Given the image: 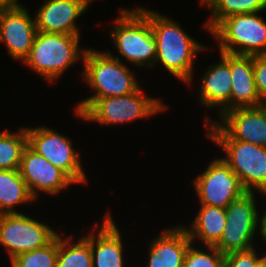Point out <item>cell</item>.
Instances as JSON below:
<instances>
[{
  "mask_svg": "<svg viewBox=\"0 0 266 267\" xmlns=\"http://www.w3.org/2000/svg\"><path fill=\"white\" fill-rule=\"evenodd\" d=\"M253 72L260 101L266 104V59L253 56Z\"/></svg>",
  "mask_w": 266,
  "mask_h": 267,
  "instance_id": "28",
  "label": "cell"
},
{
  "mask_svg": "<svg viewBox=\"0 0 266 267\" xmlns=\"http://www.w3.org/2000/svg\"><path fill=\"white\" fill-rule=\"evenodd\" d=\"M19 171L35 200L39 191L57 195L75 184L63 171L29 146L24 149Z\"/></svg>",
  "mask_w": 266,
  "mask_h": 267,
  "instance_id": "14",
  "label": "cell"
},
{
  "mask_svg": "<svg viewBox=\"0 0 266 267\" xmlns=\"http://www.w3.org/2000/svg\"><path fill=\"white\" fill-rule=\"evenodd\" d=\"M27 146L25 126L15 133L7 129L0 131V170H18Z\"/></svg>",
  "mask_w": 266,
  "mask_h": 267,
  "instance_id": "23",
  "label": "cell"
},
{
  "mask_svg": "<svg viewBox=\"0 0 266 267\" xmlns=\"http://www.w3.org/2000/svg\"><path fill=\"white\" fill-rule=\"evenodd\" d=\"M254 194V192H246L225 208V229L220 240L214 245L222 254L254 247L252 239L255 238L257 230H261V219H259Z\"/></svg>",
  "mask_w": 266,
  "mask_h": 267,
  "instance_id": "7",
  "label": "cell"
},
{
  "mask_svg": "<svg viewBox=\"0 0 266 267\" xmlns=\"http://www.w3.org/2000/svg\"><path fill=\"white\" fill-rule=\"evenodd\" d=\"M28 146L63 171L75 184L87 182L80 152L73 148L71 139L49 127H26Z\"/></svg>",
  "mask_w": 266,
  "mask_h": 267,
  "instance_id": "10",
  "label": "cell"
},
{
  "mask_svg": "<svg viewBox=\"0 0 266 267\" xmlns=\"http://www.w3.org/2000/svg\"><path fill=\"white\" fill-rule=\"evenodd\" d=\"M200 3L208 6L212 15L204 24L209 33L229 16L266 10V0H200Z\"/></svg>",
  "mask_w": 266,
  "mask_h": 267,
  "instance_id": "22",
  "label": "cell"
},
{
  "mask_svg": "<svg viewBox=\"0 0 266 267\" xmlns=\"http://www.w3.org/2000/svg\"><path fill=\"white\" fill-rule=\"evenodd\" d=\"M193 183L200 204L209 206L226 208L247 192L222 157L212 160Z\"/></svg>",
  "mask_w": 266,
  "mask_h": 267,
  "instance_id": "12",
  "label": "cell"
},
{
  "mask_svg": "<svg viewBox=\"0 0 266 267\" xmlns=\"http://www.w3.org/2000/svg\"><path fill=\"white\" fill-rule=\"evenodd\" d=\"M18 0H0V10H7L18 6Z\"/></svg>",
  "mask_w": 266,
  "mask_h": 267,
  "instance_id": "29",
  "label": "cell"
},
{
  "mask_svg": "<svg viewBox=\"0 0 266 267\" xmlns=\"http://www.w3.org/2000/svg\"><path fill=\"white\" fill-rule=\"evenodd\" d=\"M35 201L18 170H0V214L21 213L17 205Z\"/></svg>",
  "mask_w": 266,
  "mask_h": 267,
  "instance_id": "21",
  "label": "cell"
},
{
  "mask_svg": "<svg viewBox=\"0 0 266 267\" xmlns=\"http://www.w3.org/2000/svg\"><path fill=\"white\" fill-rule=\"evenodd\" d=\"M58 235L42 248L18 254L10 260L11 267H56Z\"/></svg>",
  "mask_w": 266,
  "mask_h": 267,
  "instance_id": "25",
  "label": "cell"
},
{
  "mask_svg": "<svg viewBox=\"0 0 266 267\" xmlns=\"http://www.w3.org/2000/svg\"><path fill=\"white\" fill-rule=\"evenodd\" d=\"M149 21L156 41L155 65L160 64L185 84L192 83L194 60L206 46L192 38L176 21L149 10Z\"/></svg>",
  "mask_w": 266,
  "mask_h": 267,
  "instance_id": "1",
  "label": "cell"
},
{
  "mask_svg": "<svg viewBox=\"0 0 266 267\" xmlns=\"http://www.w3.org/2000/svg\"><path fill=\"white\" fill-rule=\"evenodd\" d=\"M221 61L210 65L204 72L199 89V102L208 108L219 107L218 115L231 110L232 78L230 53L220 52Z\"/></svg>",
  "mask_w": 266,
  "mask_h": 267,
  "instance_id": "16",
  "label": "cell"
},
{
  "mask_svg": "<svg viewBox=\"0 0 266 267\" xmlns=\"http://www.w3.org/2000/svg\"><path fill=\"white\" fill-rule=\"evenodd\" d=\"M94 227L88 235L83 236L90 243L93 267H125L124 244L122 235H120L122 233L117 228L112 216L107 213L99 230H97V222Z\"/></svg>",
  "mask_w": 266,
  "mask_h": 267,
  "instance_id": "17",
  "label": "cell"
},
{
  "mask_svg": "<svg viewBox=\"0 0 266 267\" xmlns=\"http://www.w3.org/2000/svg\"><path fill=\"white\" fill-rule=\"evenodd\" d=\"M261 12L235 14L223 19L211 32L219 52L261 56L266 50V22Z\"/></svg>",
  "mask_w": 266,
  "mask_h": 267,
  "instance_id": "6",
  "label": "cell"
},
{
  "mask_svg": "<svg viewBox=\"0 0 266 267\" xmlns=\"http://www.w3.org/2000/svg\"><path fill=\"white\" fill-rule=\"evenodd\" d=\"M82 78L95 94L86 99L125 96L137 91L140 84L121 57L111 51L87 49L82 61Z\"/></svg>",
  "mask_w": 266,
  "mask_h": 267,
  "instance_id": "5",
  "label": "cell"
},
{
  "mask_svg": "<svg viewBox=\"0 0 266 267\" xmlns=\"http://www.w3.org/2000/svg\"><path fill=\"white\" fill-rule=\"evenodd\" d=\"M225 151L223 160L239 177L247 192L266 194V147L234 140L208 138Z\"/></svg>",
  "mask_w": 266,
  "mask_h": 267,
  "instance_id": "8",
  "label": "cell"
},
{
  "mask_svg": "<svg viewBox=\"0 0 266 267\" xmlns=\"http://www.w3.org/2000/svg\"><path fill=\"white\" fill-rule=\"evenodd\" d=\"M80 35L38 31L30 54L23 61L47 82L58 79L77 61H83L87 49L80 50Z\"/></svg>",
  "mask_w": 266,
  "mask_h": 267,
  "instance_id": "4",
  "label": "cell"
},
{
  "mask_svg": "<svg viewBox=\"0 0 266 267\" xmlns=\"http://www.w3.org/2000/svg\"><path fill=\"white\" fill-rule=\"evenodd\" d=\"M109 33L121 56L136 67H154L156 41L149 21V9H121Z\"/></svg>",
  "mask_w": 266,
  "mask_h": 267,
  "instance_id": "2",
  "label": "cell"
},
{
  "mask_svg": "<svg viewBox=\"0 0 266 267\" xmlns=\"http://www.w3.org/2000/svg\"><path fill=\"white\" fill-rule=\"evenodd\" d=\"M200 206L192 224L185 229L193 244H195L196 238H199L204 245L214 246L220 240L225 229L226 209L205 204H200Z\"/></svg>",
  "mask_w": 266,
  "mask_h": 267,
  "instance_id": "20",
  "label": "cell"
},
{
  "mask_svg": "<svg viewBox=\"0 0 266 267\" xmlns=\"http://www.w3.org/2000/svg\"><path fill=\"white\" fill-rule=\"evenodd\" d=\"M94 0H45L36 11L37 31L43 33L80 35L76 19Z\"/></svg>",
  "mask_w": 266,
  "mask_h": 267,
  "instance_id": "15",
  "label": "cell"
},
{
  "mask_svg": "<svg viewBox=\"0 0 266 267\" xmlns=\"http://www.w3.org/2000/svg\"><path fill=\"white\" fill-rule=\"evenodd\" d=\"M35 17L23 5L3 10L0 14V42L13 60L24 61L30 54L37 34Z\"/></svg>",
  "mask_w": 266,
  "mask_h": 267,
  "instance_id": "13",
  "label": "cell"
},
{
  "mask_svg": "<svg viewBox=\"0 0 266 267\" xmlns=\"http://www.w3.org/2000/svg\"><path fill=\"white\" fill-rule=\"evenodd\" d=\"M262 267H266V253L262 256Z\"/></svg>",
  "mask_w": 266,
  "mask_h": 267,
  "instance_id": "31",
  "label": "cell"
},
{
  "mask_svg": "<svg viewBox=\"0 0 266 267\" xmlns=\"http://www.w3.org/2000/svg\"><path fill=\"white\" fill-rule=\"evenodd\" d=\"M231 109L256 107L260 101L253 72V56L230 54Z\"/></svg>",
  "mask_w": 266,
  "mask_h": 267,
  "instance_id": "19",
  "label": "cell"
},
{
  "mask_svg": "<svg viewBox=\"0 0 266 267\" xmlns=\"http://www.w3.org/2000/svg\"><path fill=\"white\" fill-rule=\"evenodd\" d=\"M73 235L63 239L58 234L56 267H93L90 243L84 238L73 243Z\"/></svg>",
  "mask_w": 266,
  "mask_h": 267,
  "instance_id": "24",
  "label": "cell"
},
{
  "mask_svg": "<svg viewBox=\"0 0 266 267\" xmlns=\"http://www.w3.org/2000/svg\"><path fill=\"white\" fill-rule=\"evenodd\" d=\"M264 59H266V50L264 51V53L261 55Z\"/></svg>",
  "mask_w": 266,
  "mask_h": 267,
  "instance_id": "32",
  "label": "cell"
},
{
  "mask_svg": "<svg viewBox=\"0 0 266 267\" xmlns=\"http://www.w3.org/2000/svg\"><path fill=\"white\" fill-rule=\"evenodd\" d=\"M58 235L47 223L23 213L0 214V244L12 260L20 253L39 249Z\"/></svg>",
  "mask_w": 266,
  "mask_h": 267,
  "instance_id": "11",
  "label": "cell"
},
{
  "mask_svg": "<svg viewBox=\"0 0 266 267\" xmlns=\"http://www.w3.org/2000/svg\"><path fill=\"white\" fill-rule=\"evenodd\" d=\"M161 101L158 97L145 96L139 88L125 96L83 99L75 106V112L85 121L111 126L164 112L167 106Z\"/></svg>",
  "mask_w": 266,
  "mask_h": 267,
  "instance_id": "3",
  "label": "cell"
},
{
  "mask_svg": "<svg viewBox=\"0 0 266 267\" xmlns=\"http://www.w3.org/2000/svg\"><path fill=\"white\" fill-rule=\"evenodd\" d=\"M258 255L255 247L228 253L224 256V267H262V257Z\"/></svg>",
  "mask_w": 266,
  "mask_h": 267,
  "instance_id": "27",
  "label": "cell"
},
{
  "mask_svg": "<svg viewBox=\"0 0 266 267\" xmlns=\"http://www.w3.org/2000/svg\"><path fill=\"white\" fill-rule=\"evenodd\" d=\"M219 117L221 123L205 118L207 137L233 138L266 147V104L231 109Z\"/></svg>",
  "mask_w": 266,
  "mask_h": 267,
  "instance_id": "9",
  "label": "cell"
},
{
  "mask_svg": "<svg viewBox=\"0 0 266 267\" xmlns=\"http://www.w3.org/2000/svg\"><path fill=\"white\" fill-rule=\"evenodd\" d=\"M191 244L185 226L164 229L150 243L147 267H183L185 254Z\"/></svg>",
  "mask_w": 266,
  "mask_h": 267,
  "instance_id": "18",
  "label": "cell"
},
{
  "mask_svg": "<svg viewBox=\"0 0 266 267\" xmlns=\"http://www.w3.org/2000/svg\"><path fill=\"white\" fill-rule=\"evenodd\" d=\"M265 213L262 215H260L262 218H261V230L259 231L260 232V236L262 237L263 241L265 240L266 241V210H264Z\"/></svg>",
  "mask_w": 266,
  "mask_h": 267,
  "instance_id": "30",
  "label": "cell"
},
{
  "mask_svg": "<svg viewBox=\"0 0 266 267\" xmlns=\"http://www.w3.org/2000/svg\"><path fill=\"white\" fill-rule=\"evenodd\" d=\"M205 247L208 252L194 248L192 243L185 254L183 267H224L225 255L215 246Z\"/></svg>",
  "mask_w": 266,
  "mask_h": 267,
  "instance_id": "26",
  "label": "cell"
}]
</instances>
